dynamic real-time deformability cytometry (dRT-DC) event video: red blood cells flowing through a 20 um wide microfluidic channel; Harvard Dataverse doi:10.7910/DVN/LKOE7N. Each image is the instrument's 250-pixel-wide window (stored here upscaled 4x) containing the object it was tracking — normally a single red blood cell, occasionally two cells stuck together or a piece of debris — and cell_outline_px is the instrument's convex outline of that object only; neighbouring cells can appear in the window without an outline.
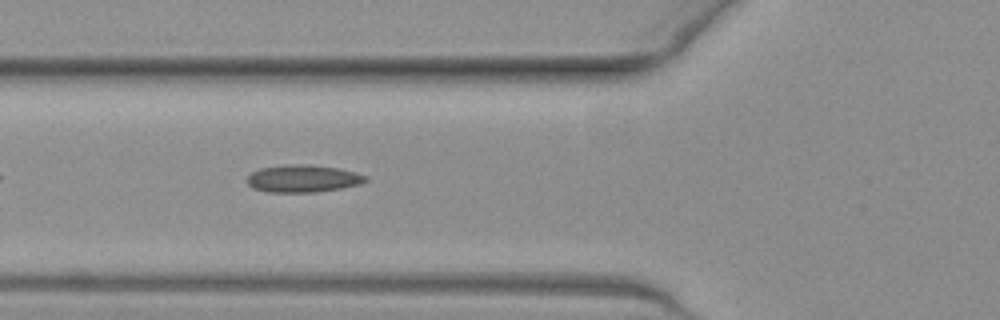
{"species": "common noctule bat (a hibernating species)", "species_latin": "Nyctalus noctula", "temperature_condition": "warm", "stored_images_in_passage": 34, "camera_frame_rate_fps": 3000, "um_per_image_px": 0.085, "animal": {"sex": "female", "body_mass_g": 19.3, "forearm_length_mm": 54.1}, "frame": {"image": 1, "passage_image": 6, "time_ms": 1.667, "image_size_px": [1000, 320], "cell_outline_px": [[368, 180], [360, 184], [340, 188], [316, 192], [268, 192], [252, 188], [248, 184], [248, 176], [252, 172], [260, 168], [304, 164], [336, 168], [356, 172], [368, 176]], "centroid_in_image_um": [25.77, 15.19], "position_along_channel_um": 100.0, "area_um2": 18.61}}
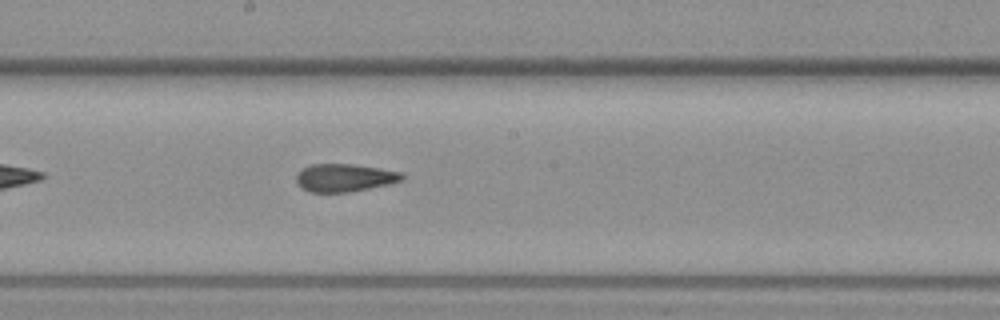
{"frame": {"image": 2, "passage_image": 15, "time_ms": 4.667, "image_size_px": [1000, 320], "cell_outline_px": [[404, 180], [388, 184], [348, 192], [308, 192], [296, 180], [296, 176], [300, 168], [312, 164], [352, 164], [380, 168], [400, 172], [404, 176]], "centroid_in_image_um": [29.27, 15.09], "position_along_channel_um": 218.9, "area_um2": 17.05}}
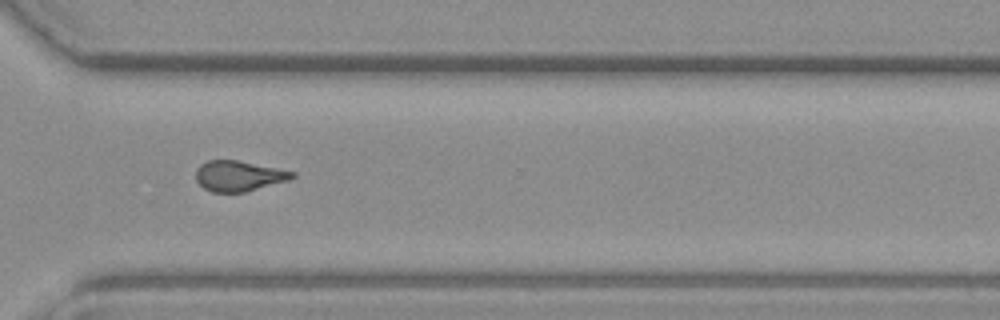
{"frame": {"image": 3, "passage_image": 25, "time_ms": 8.0, "image_size_px": [1000, 320], "cell_outline_px": [[296, 176], [288, 180], [244, 192], [212, 192], [204, 188], [196, 180], [196, 168], [200, 164], [208, 160], [236, 160], [296, 172]], "centroid_in_image_um": [20.27, 14.95], "position_along_channel_um": 350.3, "area_um2": 16.94}, "authors_computed_cell_mechanics": {"area_um2": 17.5712, "velocity_mm_per_s": 3.9429, "shape_relaxation_time_tau1_ms": null, "shape_relaxation_time_tau2_ms": 1.8789, "deformation_change_tau1": null, "deformation_change_tau2": 0.1168}}